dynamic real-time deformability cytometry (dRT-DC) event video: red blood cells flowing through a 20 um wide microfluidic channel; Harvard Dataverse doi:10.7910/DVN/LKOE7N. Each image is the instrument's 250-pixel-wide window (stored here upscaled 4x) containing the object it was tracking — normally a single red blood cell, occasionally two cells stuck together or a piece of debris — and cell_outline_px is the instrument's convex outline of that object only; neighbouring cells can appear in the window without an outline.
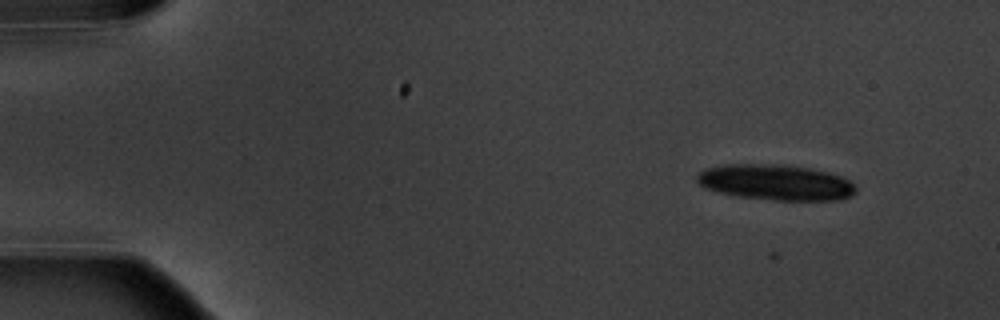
{"species": "common noctule bat (a hibernating species)", "species_latin": "Nyctalus noctula", "temperature_condition": "warm", "stored_images_in_passage": 9, "camera_frame_rate_fps": 3000, "um_per_image_px": 0.085, "animal": {"sex": "male", "body_mass_g": 20.1, "forearm_length_mm": 53.5}, "frame": {"image": 1, "passage_image": 3, "time_ms": 3.0, "image_size_px": [1000, 320], "cell_outline_px": [[856, 192], [852, 196], [836, 200], [772, 200], [740, 196], [720, 192], [704, 188], [696, 180], [696, 176], [704, 168], [724, 164], [772, 164], [808, 168], [828, 172], [840, 176], [848, 180], [856, 188]], "centroid_in_image_um": [65.91, 15.5], "position_along_channel_um": 19.1, "area_um2": 32.83}}
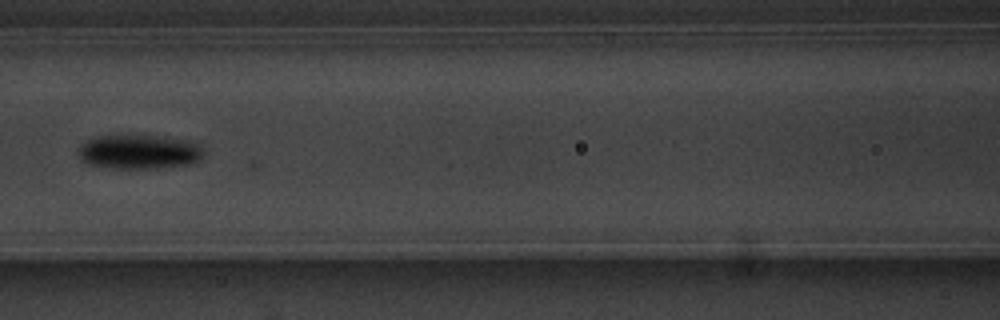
{"frame": {"image": 2, "passage_image": 9, "time_ms": 10.0, "image_size_px": [1000, 320], "cell_outline_px": [[204, 152], [200, 160], [192, 164], [156, 168], [112, 168], [88, 164], [80, 156], [80, 148], [88, 140], [100, 136], [164, 136], [192, 140], [200, 144]], "centroid_in_image_um": [11.94, 12.91], "position_along_channel_um": 154.7, "area_um2": 24.91}}